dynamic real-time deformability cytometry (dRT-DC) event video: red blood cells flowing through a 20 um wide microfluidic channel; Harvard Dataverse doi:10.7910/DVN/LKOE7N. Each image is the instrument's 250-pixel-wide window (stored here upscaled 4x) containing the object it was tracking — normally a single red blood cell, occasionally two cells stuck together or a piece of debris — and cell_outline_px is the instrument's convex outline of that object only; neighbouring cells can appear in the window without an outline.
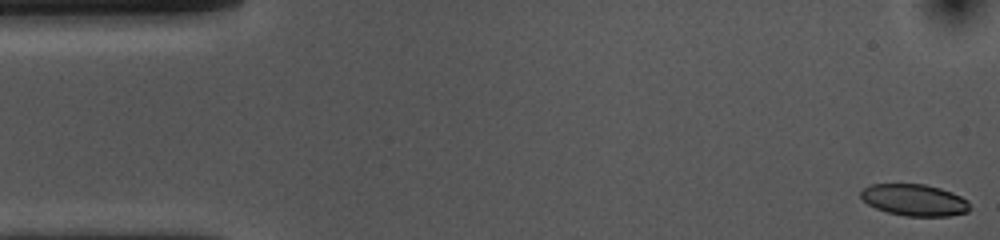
{"species": "common noctule bat (a hibernating species)", "species_latin": "Nyctalus noctula", "temperature_condition": "cold", "stored_images_in_passage": 53, "camera_frame_rate_fps": 3000, "um_per_image_px": 0.085, "animal": {"sex": "female", "body_mass_g": 10.0, "forearm_length_mm": 53.1}, "frame": {"image": 1, "passage_image": 1, "time_ms": 0.0, "image_size_px": [1000, 240], "cell_outline_px": [[972, 208], [968, 212], [948, 216], [904, 216], [888, 212], [876, 208], [868, 204], [860, 196], [860, 192], [864, 188], [872, 184], [924, 184], [940, 188], [952, 192], [968, 200]], "centroid_in_image_um": [77.76, 17.0], "position_along_channel_um": 7.2, "area_um2": 20.17}}
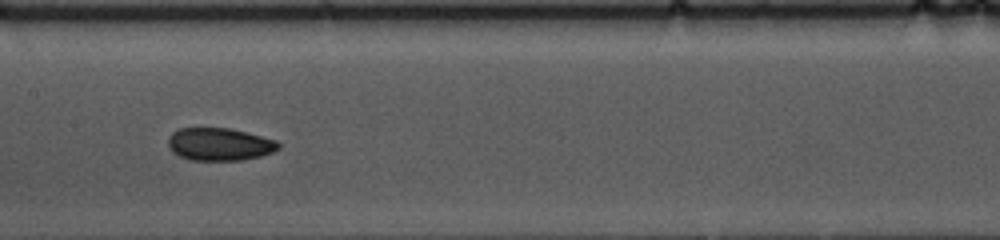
{"frame": {"image": 2, "passage_image": 25, "time_ms": 8.0, "image_size_px": [1000, 240], "cell_outline_px": [[280, 148], [272, 152], [260, 156], [240, 160], [188, 160], [172, 152], [168, 148], [168, 136], [172, 132], [180, 128], [228, 128], [248, 132], [276, 140], [280, 144]], "centroid_in_image_um": [18.64, 12.26], "position_along_channel_um": 188.8, "area_um2": 21.15}}
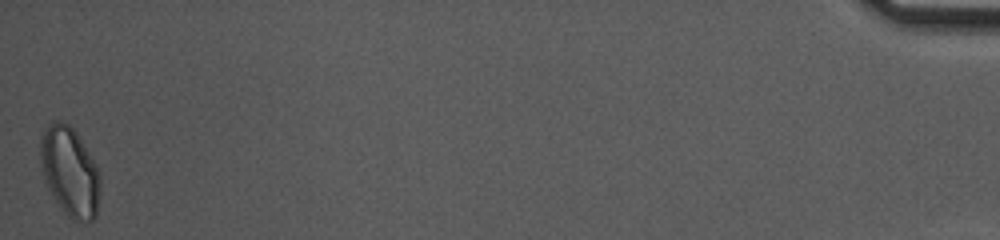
{"frame": {"image": 3, "passage_image": 53, "time_ms": 17.333, "image_size_px": [1000, 240], "cell_outline_px": [[100, 192], [96, 216], [92, 220], [72, 220], [64, 212], [48, 188], [44, 176], [40, 160], [40, 136], [44, 128], [48, 124], [56, 120], [60, 120], [68, 124], [76, 132], [96, 164], [100, 172]], "centroid_in_image_um": [5.94, 14.56], "position_along_channel_um": 429.3, "area_um2": 31.04}, "authors_computed_cell_mechanics": {"area_um2": 21.5016, "velocity_mm_per_s": 3.6676, "shape_relaxation_time_tau1_ms": null, "shape_relaxation_time_tau2_ms": 4.3296, "deformation_change_tau1": null, "deformation_change_tau2": 0.0747}}